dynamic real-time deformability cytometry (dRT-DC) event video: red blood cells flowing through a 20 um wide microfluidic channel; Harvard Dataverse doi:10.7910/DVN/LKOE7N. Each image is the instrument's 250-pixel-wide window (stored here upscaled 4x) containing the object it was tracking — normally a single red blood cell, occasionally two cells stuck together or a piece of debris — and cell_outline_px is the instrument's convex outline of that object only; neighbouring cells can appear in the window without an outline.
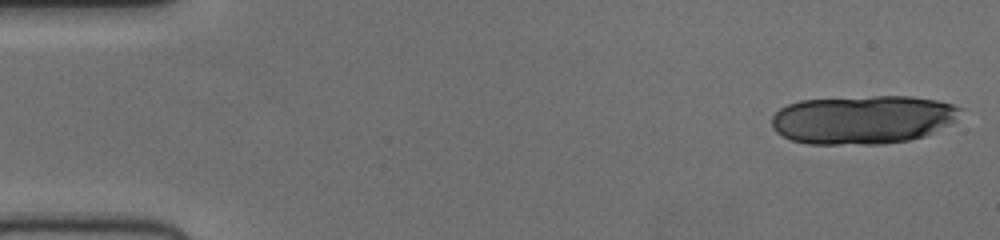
{"species": "human", "species_latin": "Homo sapiens", "temperature_condition": "cold", "stored_images_in_passage": 15, "camera_frame_rate_fps": 3000, "um_per_image_px": 0.085, "donor": {"sex": "female"}, "frame": {"image": 1, "passage_image": 1, "time_ms": 0.0, "image_size_px": [1000, 240], "cell_outline_px": [[964, 108], [956, 120], [952, 124], [924, 136], [908, 140], [884, 144], [808, 144], [792, 140], [776, 132], [772, 128], [772, 116], [780, 108], [788, 104], [800, 100], [872, 96], [912, 96], [936, 100], [952, 104]], "centroid_in_image_um": [73.36, 10.16], "position_along_channel_um": 11.6, "area_um2": 53.81}}